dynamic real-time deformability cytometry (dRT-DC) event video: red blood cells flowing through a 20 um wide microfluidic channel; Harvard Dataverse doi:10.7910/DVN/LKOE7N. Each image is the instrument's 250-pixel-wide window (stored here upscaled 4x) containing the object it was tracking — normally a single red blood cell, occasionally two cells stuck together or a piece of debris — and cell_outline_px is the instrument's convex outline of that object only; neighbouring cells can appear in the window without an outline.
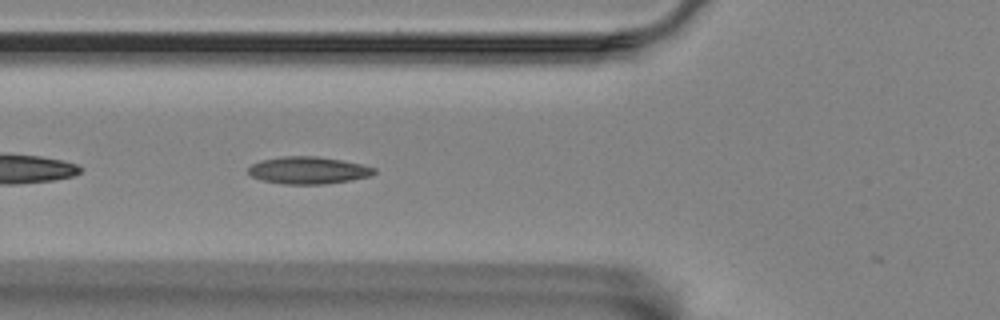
{"species": "Egyptian fruit bat (a non-hibernating species)", "species_latin": "Rousettus aegyptiacus", "temperature_condition": "room temperature", "stored_images_in_passage": 13, "camera_frame_rate_fps": 3000, "um_per_image_px": 0.085, "animal": {"sex": "female"}, "frame": {"image": 1, "passage_image": 3, "time_ms": 0.667, "image_size_px": [1000, 320], "cell_outline_px": [[376, 172], [372, 176], [324, 184], [284, 184], [264, 180], [252, 176], [248, 172], [248, 168], [252, 164], [260, 160], [284, 156], [316, 156], [340, 160], [360, 164], [376, 168]], "centroid_in_image_um": [26.2, 14.47], "position_along_channel_um": 99.6, "area_um2": 19.77}}
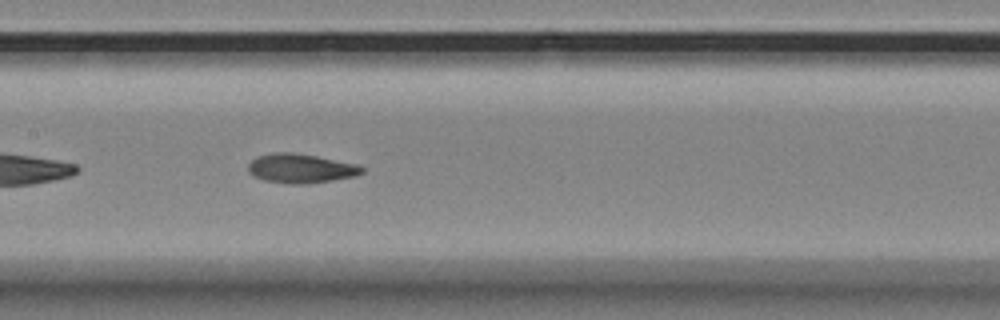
{"frame": {"image": 2, "passage_image": 10, "time_ms": 3.0, "image_size_px": [1000, 320], "cell_outline_px": [[364, 172], [356, 176], [332, 180], [304, 184], [292, 184], [264, 180], [252, 176], [248, 172], [248, 164], [256, 156], [272, 152], [292, 152], [316, 156], [356, 164], [364, 168]], "centroid_in_image_um": [25.53, 14.31], "position_along_channel_um": 181.9, "area_um2": 19.42}}